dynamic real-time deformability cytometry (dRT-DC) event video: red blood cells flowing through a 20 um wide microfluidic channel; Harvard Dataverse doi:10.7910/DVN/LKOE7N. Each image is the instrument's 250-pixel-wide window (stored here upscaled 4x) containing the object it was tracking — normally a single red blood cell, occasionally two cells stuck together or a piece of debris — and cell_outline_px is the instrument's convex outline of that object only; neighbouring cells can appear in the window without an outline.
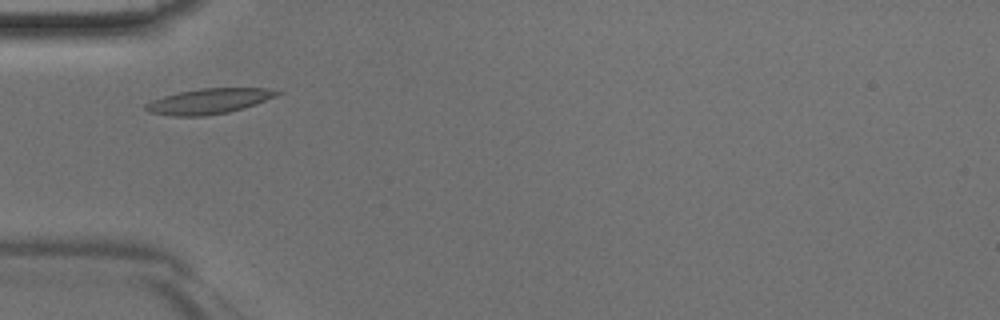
{"species": "Egyptian fruit bat (a non-hibernating species)", "species_latin": "Rousettus aegyptiacus", "temperature_condition": "room temperature", "stored_images_in_passage": 33, "camera_frame_rate_fps": 3000, "um_per_image_px": 0.085, "animal": {"sex": "male"}, "frame": {"image": 1, "passage_image": 1, "time_ms": 0.0, "image_size_px": [1000, 320], "cell_outline_px": [[284, 92], [276, 96], [256, 104], [228, 112], [204, 116], [176, 116], [148, 112], [144, 108], [144, 104], [152, 100], [164, 96], [180, 92], [200, 88], [264, 88]], "centroid_in_image_um": [17.74, 8.6], "position_along_channel_um": 67.3, "area_um2": 19.25}}
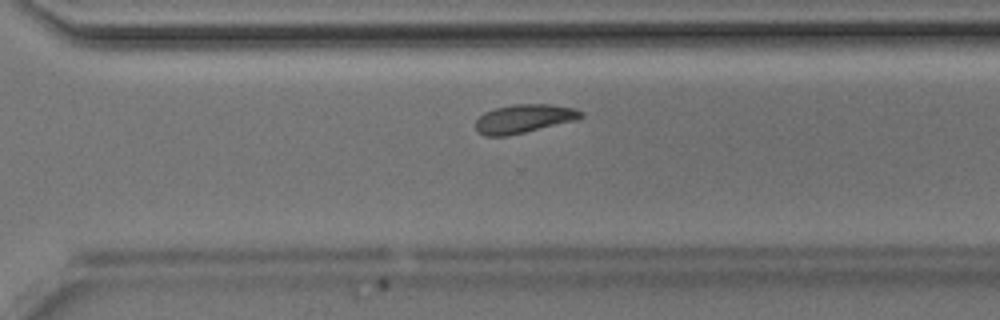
{"frame": {"image": 2, "passage_image": 19, "time_ms": 6.0, "image_size_px": [1000, 320], "cell_outline_px": [[584, 116], [576, 120], [508, 136], [484, 136], [476, 132], [476, 120], [484, 112], [496, 108], [516, 104], [548, 104], [572, 108], [584, 112]], "centroid_in_image_um": [44.51, 10.1], "position_along_channel_um": 326.1, "area_um2": 17.51}}
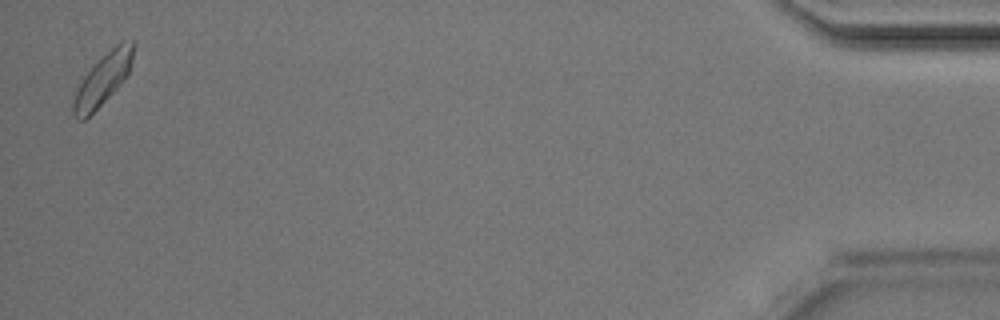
{"frame": {"image": 3, "passage_image": 32, "time_ms": 10.333, "image_size_px": [1000, 320], "cell_outline_px": [[136, 44], [132, 60], [128, 72], [120, 84], [84, 120], [76, 120], [72, 112], [72, 104], [76, 92], [84, 76], [120, 40], [136, 40]], "centroid_in_image_um": [8.77, 6.71], "position_along_channel_um": 426.4, "area_um2": 17.34}}